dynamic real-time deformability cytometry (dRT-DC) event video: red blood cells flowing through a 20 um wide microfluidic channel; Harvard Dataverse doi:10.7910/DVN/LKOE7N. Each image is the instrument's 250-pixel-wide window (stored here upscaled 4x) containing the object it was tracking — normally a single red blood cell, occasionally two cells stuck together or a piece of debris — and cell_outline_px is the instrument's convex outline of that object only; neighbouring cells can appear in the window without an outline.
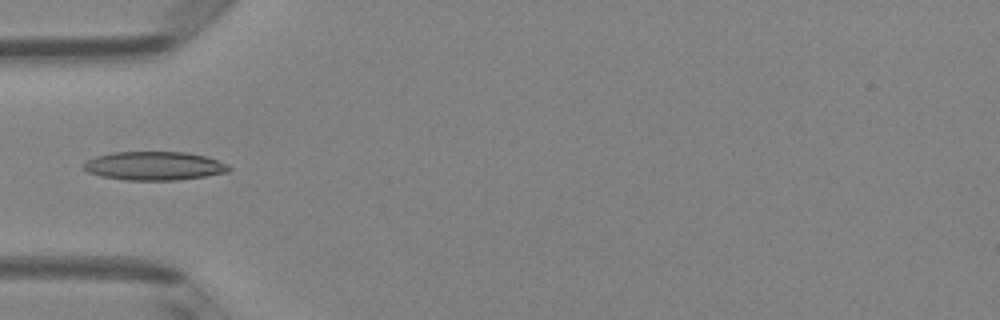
{"species": "Egyptian fruit bat (a non-hibernating species)", "species_latin": "Rousettus aegyptiacus", "temperature_condition": "room temperature", "stored_images_in_passage": 5, "camera_frame_rate_fps": 3000, "um_per_image_px": 0.085, "animal": {"sex": "female"}, "frame": {"image": 1, "passage_image": 5, "time_ms": 1.333, "image_size_px": [1000, 320], "cell_outline_px": [[232, 168], [228, 172], [204, 176], [176, 180], [124, 180], [100, 176], [88, 172], [84, 168], [84, 164], [88, 160], [96, 156], [112, 152], [184, 152], [204, 156], [228, 164]], "centroid_in_image_um": [13.1, 14.1], "position_along_channel_um": 71.9, "area_um2": 24.1}}